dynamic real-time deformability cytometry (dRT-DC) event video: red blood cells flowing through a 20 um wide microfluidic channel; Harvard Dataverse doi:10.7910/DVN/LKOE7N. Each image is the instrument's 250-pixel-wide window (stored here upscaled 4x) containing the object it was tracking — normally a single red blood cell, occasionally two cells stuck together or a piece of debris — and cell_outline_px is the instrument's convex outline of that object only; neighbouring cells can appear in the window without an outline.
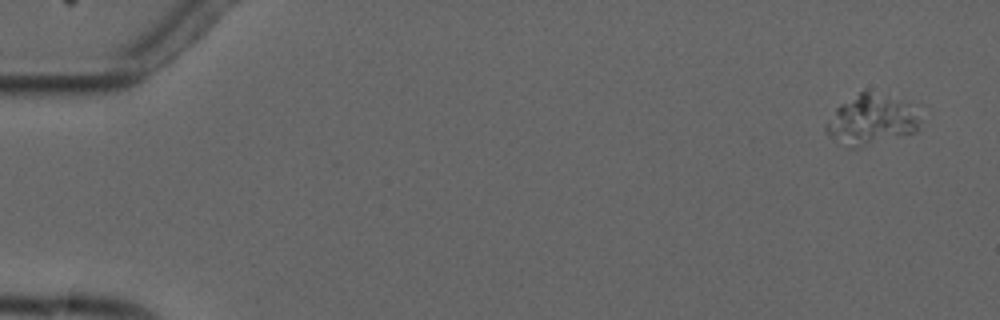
{"species": "common noctule bat (a hibernating species)", "species_latin": "Nyctalus noctula", "temperature_condition": "cold", "stored_images_in_passage": 5, "camera_frame_rate_fps": 3000, "um_per_image_px": 0.085, "animal": {"sex": "male", "forearm_length_mm": 52.5}, "frame": {"image": 1, "passage_image": 1, "time_ms": 0.0, "image_size_px": [1000, 320], "cell_outline_px": [[916, 132], [860, 148], [848, 148], [824, 132], [824, 128], [836, 108], [840, 104], [860, 92], [868, 92], [900, 100], [904, 104], [916, 120]], "centroid_in_image_um": [73.92, 10.26], "position_along_channel_um": 11.1, "area_um2": 26.13}}